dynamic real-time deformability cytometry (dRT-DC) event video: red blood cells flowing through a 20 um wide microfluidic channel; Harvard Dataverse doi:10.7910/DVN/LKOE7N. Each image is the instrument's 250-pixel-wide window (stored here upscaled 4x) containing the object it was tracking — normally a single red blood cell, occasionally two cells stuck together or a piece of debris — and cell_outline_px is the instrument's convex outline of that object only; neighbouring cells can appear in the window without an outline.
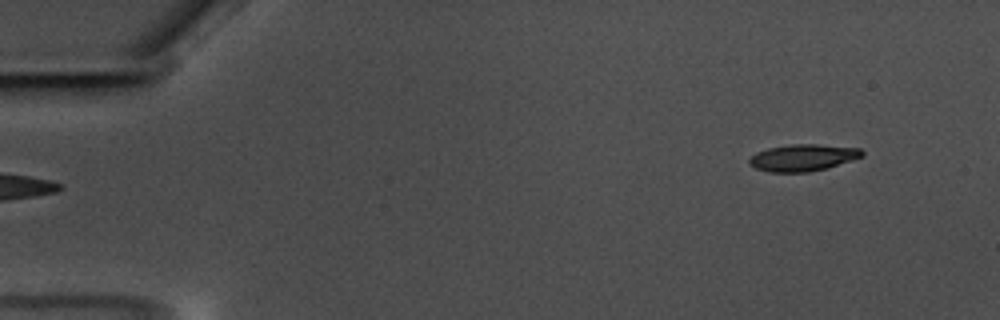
{"species": "common noctule bat (a hibernating species)", "species_latin": "Nyctalus noctula", "temperature_condition": "warm", "stored_images_in_passage": 54, "camera_frame_rate_fps": 3000, "um_per_image_px": 0.085, "animal": {"sex": "male", "body_mass_g": 17.5, "forearm_length_mm": 52.3}, "frame": {"image": 1, "passage_image": 1, "time_ms": 0.0, "image_size_px": [1000, 320], "cell_outline_px": [[864, 156], [828, 168], [808, 172], [768, 172], [756, 168], [748, 164], [748, 160], [756, 152], [768, 148], [792, 144], [816, 144], [860, 148], [864, 152]], "centroid_in_image_um": [68.25, 13.4], "position_along_channel_um": 16.8, "area_um2": 17.69}}
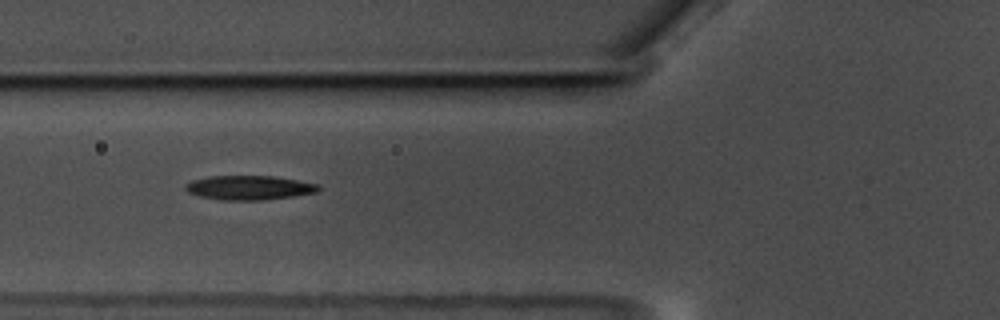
{"frame": {"image": 2, "passage_image": 18, "time_ms": 5.667, "image_size_px": [1000, 320], "cell_outline_px": [[320, 188], [316, 192], [292, 196], [264, 200], [220, 200], [200, 196], [188, 192], [184, 188], [184, 184], [192, 180], [208, 176], [276, 176], [320, 184]], "centroid_in_image_um": [21.16, 15.94], "position_along_channel_um": 104.6, "area_um2": 18.9}}
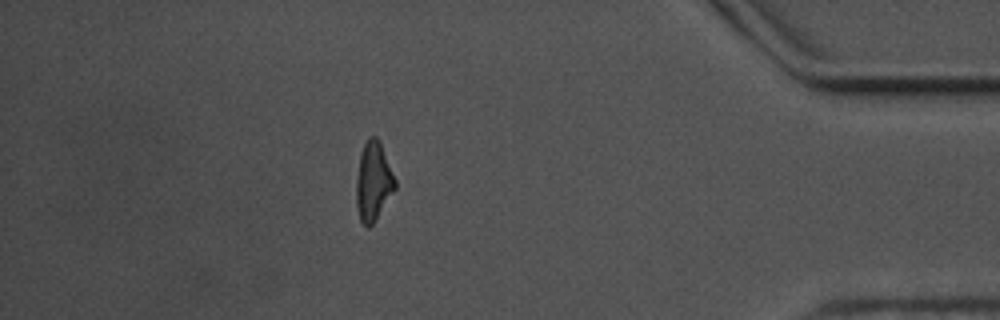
{"frame": {"image": 3, "passage_image": 47, "time_ms": 15.333, "image_size_px": [1000, 320], "cell_outline_px": [[396, 188], [372, 224], [368, 228], [360, 220], [356, 204], [356, 180], [360, 156], [364, 144], [368, 136], [376, 136], [380, 140], [396, 180]], "centroid_in_image_um": [31.74, 15.39], "position_along_channel_um": 403.5, "area_um2": 17.74}, "authors_computed_cell_mechanics": {"area_um2": 17.918, "velocity_mm_per_s": 3.5163, "shape_relaxation_time_tau1_ms": 5.8144, "shape_relaxation_time_tau2_ms": 7.6698, "deformation_change_tau1": 0.1668, "deformation_change_tau2": 0.188}}